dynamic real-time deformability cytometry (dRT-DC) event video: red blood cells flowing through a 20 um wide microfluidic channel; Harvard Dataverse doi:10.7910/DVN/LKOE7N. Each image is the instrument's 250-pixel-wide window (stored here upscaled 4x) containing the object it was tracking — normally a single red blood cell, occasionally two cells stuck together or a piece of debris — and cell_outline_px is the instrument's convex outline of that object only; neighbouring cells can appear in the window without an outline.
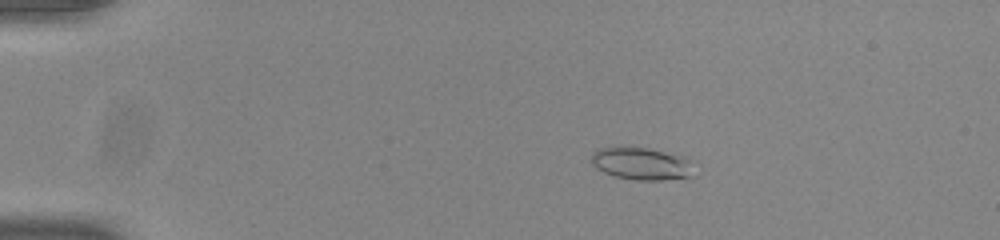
{"species": "common noctule bat (a hibernating species)", "species_latin": "Nyctalus noctula", "temperature_condition": "room temperature", "stored_images_in_passage": 53, "camera_frame_rate_fps": 3000, "um_per_image_px": 0.085, "animal": {"sex": "male", "body_mass_g": 20.0, "forearm_length_mm": 53.3}, "frame": {"image": 1, "passage_image": 10, "time_ms": 3.0, "image_size_px": [1000, 240], "cell_outline_px": [[692, 176], [664, 180], [636, 180], [616, 176], [604, 172], [596, 168], [592, 164], [592, 152], [600, 148], [648, 148], [688, 156]], "centroid_in_image_um": [54.54, 13.91], "position_along_channel_um": 30.5, "area_um2": 19.13}}
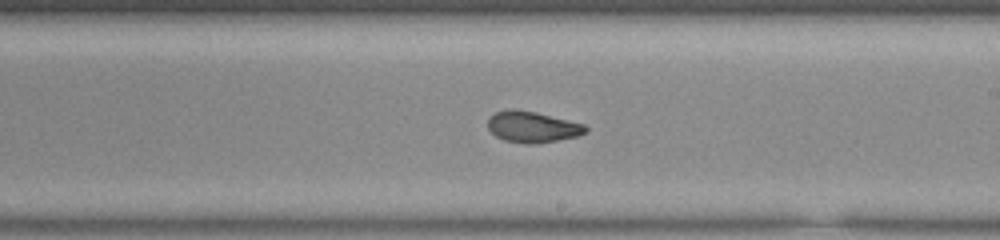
{"frame": {"image": 2, "passage_image": 32, "time_ms": 10.333, "image_size_px": [1000, 240], "cell_outline_px": [[588, 132], [576, 136], [556, 140], [532, 144], [528, 144], [504, 140], [496, 136], [488, 128], [488, 120], [496, 112], [512, 108], [536, 112], [584, 124], [588, 128]], "centroid_in_image_um": [45.26, 10.78], "position_along_channel_um": 243.7, "area_um2": 17.51}}
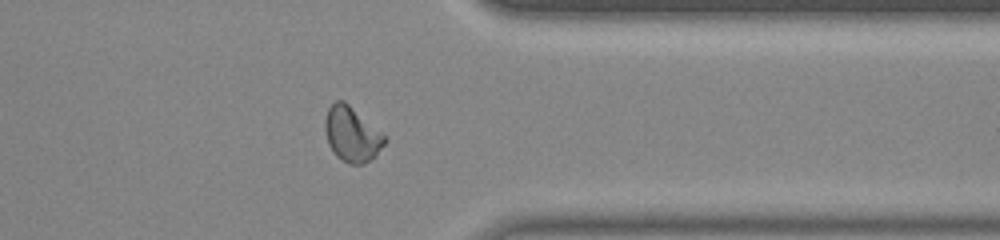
{"frame": {"image": 3, "passage_image": 43, "time_ms": 14.0, "image_size_px": [1000, 240], "cell_outline_px": [[388, 140], [376, 156], [364, 164], [348, 164], [336, 156], [328, 144], [324, 128], [324, 120], [328, 108], [336, 100], [344, 100], [388, 136]], "centroid_in_image_um": [29.94, 11.41], "position_along_channel_um": 381.5, "area_um2": 19.54}, "authors_computed_cell_mechanics": {"area_um2": 18.3804, "velocity_mm_per_s": 3.8878, "shape_relaxation_time_tau1_ms": 4.7236, "shape_relaxation_time_tau2_ms": 1.6707, "deformation_change_tau1": 0.1669, "deformation_change_tau2": 0.0655}}